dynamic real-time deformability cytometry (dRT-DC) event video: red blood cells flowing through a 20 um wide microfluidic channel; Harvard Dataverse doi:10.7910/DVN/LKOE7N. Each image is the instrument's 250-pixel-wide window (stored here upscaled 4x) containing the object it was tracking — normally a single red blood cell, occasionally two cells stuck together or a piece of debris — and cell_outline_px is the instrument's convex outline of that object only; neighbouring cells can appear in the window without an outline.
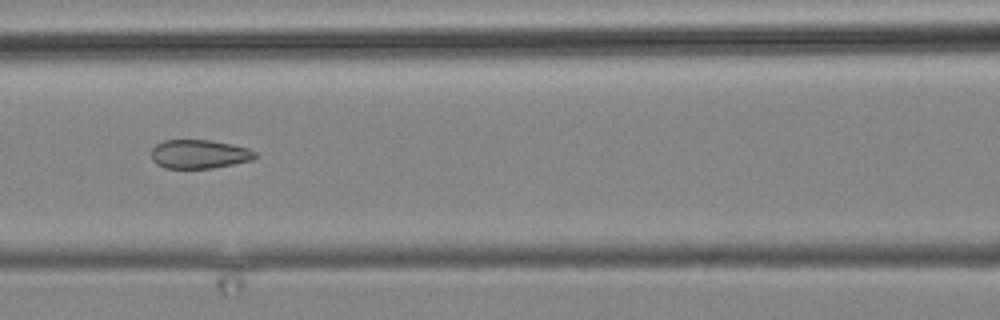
{"species": "common noctule bat (a hibernating species)", "species_latin": "Nyctalus noctula", "temperature_condition": "cold", "stored_images_in_passage": 6, "camera_frame_rate_fps": 3000, "um_per_image_px": 0.085, "animal": {"sex": "male", "body_mass_g": 19.2, "forearm_length_mm": 51.8}, "frame": {"image": 1, "passage_image": 5, "time_ms": 4.667, "image_size_px": [1000, 320], "cell_outline_px": [[256, 156], [252, 160], [212, 168], [164, 168], [156, 164], [152, 160], [152, 148], [156, 144], [164, 140], [212, 140], [232, 144], [248, 148], [256, 152]], "centroid_in_image_um": [16.92, 13.09], "position_along_channel_um": 149.7, "area_um2": 17.46}}
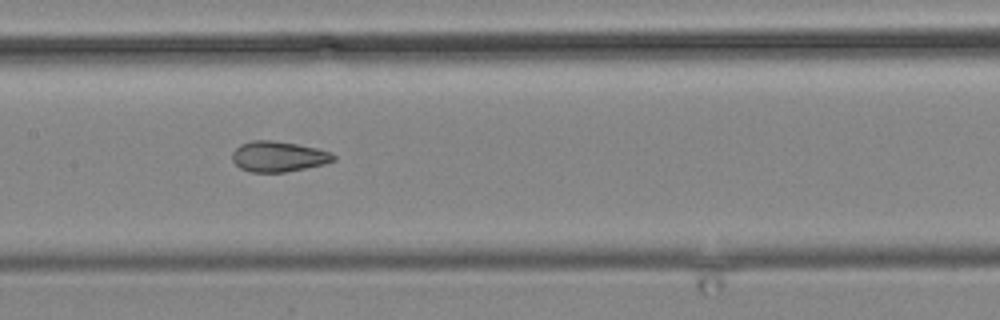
{"frame": {"image": 2, "passage_image": 6, "time_ms": 5.667, "image_size_px": [1000, 320], "cell_outline_px": [[336, 160], [324, 164], [284, 172], [248, 172], [240, 168], [232, 160], [232, 152], [240, 144], [252, 140], [272, 140], [296, 144], [316, 148], [332, 152], [336, 156]], "centroid_in_image_um": [23.66, 13.3], "position_along_channel_um": 183.7, "area_um2": 18.03}}